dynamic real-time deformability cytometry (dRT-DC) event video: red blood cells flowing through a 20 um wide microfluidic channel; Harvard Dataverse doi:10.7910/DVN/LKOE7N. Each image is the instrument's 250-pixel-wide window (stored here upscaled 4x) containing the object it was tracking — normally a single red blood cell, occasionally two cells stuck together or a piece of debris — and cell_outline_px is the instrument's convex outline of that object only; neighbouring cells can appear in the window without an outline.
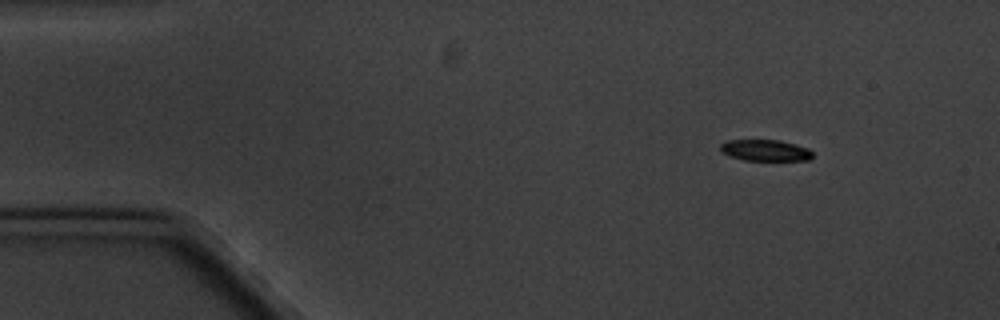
{"species": "common noctule bat (a hibernating species)", "species_latin": "Nyctalus noctula", "temperature_condition": "cold", "stored_images_in_passage": 6, "segment_of_instrument_passage": [1, 2], "camera_frame_rate_fps": 3000, "um_per_image_px": 0.085, "animal": {"sex": "male", "body_mass_g": 20.1, "forearm_length_mm": 53.5}, "frame": {"image": 1, "passage_image": 2, "time_ms": 1.333, "image_size_px": [1000, 320], "cell_outline_px": [[812, 156], [808, 160], [744, 160], [720, 152], [720, 144], [728, 140], [780, 140], [796, 144], [808, 148], [812, 152]], "centroid_in_image_um": [65.04, 12.77], "position_along_channel_um": 20.0, "area_um2": 11.39}}